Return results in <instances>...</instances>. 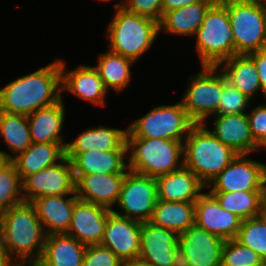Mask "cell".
Listing matches in <instances>:
<instances>
[{
	"label": "cell",
	"instance_id": "1",
	"mask_svg": "<svg viewBox=\"0 0 266 266\" xmlns=\"http://www.w3.org/2000/svg\"><path fill=\"white\" fill-rule=\"evenodd\" d=\"M61 59L22 75L0 89V111L29 115L62 99Z\"/></svg>",
	"mask_w": 266,
	"mask_h": 266
},
{
	"label": "cell",
	"instance_id": "2",
	"mask_svg": "<svg viewBox=\"0 0 266 266\" xmlns=\"http://www.w3.org/2000/svg\"><path fill=\"white\" fill-rule=\"evenodd\" d=\"M0 235L9 257L17 265H35L40 260L47 234L31 202L4 210Z\"/></svg>",
	"mask_w": 266,
	"mask_h": 266
},
{
	"label": "cell",
	"instance_id": "3",
	"mask_svg": "<svg viewBox=\"0 0 266 266\" xmlns=\"http://www.w3.org/2000/svg\"><path fill=\"white\" fill-rule=\"evenodd\" d=\"M207 125L195 124L183 142L184 166L206 187L238 155L217 139Z\"/></svg>",
	"mask_w": 266,
	"mask_h": 266
},
{
	"label": "cell",
	"instance_id": "4",
	"mask_svg": "<svg viewBox=\"0 0 266 266\" xmlns=\"http://www.w3.org/2000/svg\"><path fill=\"white\" fill-rule=\"evenodd\" d=\"M108 50L137 61L150 49L159 31V22L130 13L124 8L115 9L107 26Z\"/></svg>",
	"mask_w": 266,
	"mask_h": 266
},
{
	"label": "cell",
	"instance_id": "5",
	"mask_svg": "<svg viewBox=\"0 0 266 266\" xmlns=\"http://www.w3.org/2000/svg\"><path fill=\"white\" fill-rule=\"evenodd\" d=\"M128 168L158 177L184 165L183 142L159 138L126 137Z\"/></svg>",
	"mask_w": 266,
	"mask_h": 266
},
{
	"label": "cell",
	"instance_id": "6",
	"mask_svg": "<svg viewBox=\"0 0 266 266\" xmlns=\"http://www.w3.org/2000/svg\"><path fill=\"white\" fill-rule=\"evenodd\" d=\"M194 36L201 66H218L235 55L227 7L220 0H216L206 11Z\"/></svg>",
	"mask_w": 266,
	"mask_h": 266
},
{
	"label": "cell",
	"instance_id": "7",
	"mask_svg": "<svg viewBox=\"0 0 266 266\" xmlns=\"http://www.w3.org/2000/svg\"><path fill=\"white\" fill-rule=\"evenodd\" d=\"M228 11L235 55L266 50V0H220Z\"/></svg>",
	"mask_w": 266,
	"mask_h": 266
},
{
	"label": "cell",
	"instance_id": "8",
	"mask_svg": "<svg viewBox=\"0 0 266 266\" xmlns=\"http://www.w3.org/2000/svg\"><path fill=\"white\" fill-rule=\"evenodd\" d=\"M196 123L181 100L174 105H159L127 126L126 137L159 138L184 142Z\"/></svg>",
	"mask_w": 266,
	"mask_h": 266
},
{
	"label": "cell",
	"instance_id": "9",
	"mask_svg": "<svg viewBox=\"0 0 266 266\" xmlns=\"http://www.w3.org/2000/svg\"><path fill=\"white\" fill-rule=\"evenodd\" d=\"M189 80L180 100L189 117L196 124H203L209 117L218 115L223 73L218 66H202Z\"/></svg>",
	"mask_w": 266,
	"mask_h": 266
},
{
	"label": "cell",
	"instance_id": "10",
	"mask_svg": "<svg viewBox=\"0 0 266 266\" xmlns=\"http://www.w3.org/2000/svg\"><path fill=\"white\" fill-rule=\"evenodd\" d=\"M157 201L156 178L128 170L116 203L121 212L114 209L112 211L141 223L147 222L152 218Z\"/></svg>",
	"mask_w": 266,
	"mask_h": 266
},
{
	"label": "cell",
	"instance_id": "11",
	"mask_svg": "<svg viewBox=\"0 0 266 266\" xmlns=\"http://www.w3.org/2000/svg\"><path fill=\"white\" fill-rule=\"evenodd\" d=\"M249 156L250 154H238L208 184L206 190L208 189V192L262 191L266 182V164L248 158Z\"/></svg>",
	"mask_w": 266,
	"mask_h": 266
},
{
	"label": "cell",
	"instance_id": "12",
	"mask_svg": "<svg viewBox=\"0 0 266 266\" xmlns=\"http://www.w3.org/2000/svg\"><path fill=\"white\" fill-rule=\"evenodd\" d=\"M21 182L25 202L43 196L76 193L72 165L66 156L57 164L24 177Z\"/></svg>",
	"mask_w": 266,
	"mask_h": 266
},
{
	"label": "cell",
	"instance_id": "13",
	"mask_svg": "<svg viewBox=\"0 0 266 266\" xmlns=\"http://www.w3.org/2000/svg\"><path fill=\"white\" fill-rule=\"evenodd\" d=\"M142 223L111 211L100 245L111 249L122 261L138 259Z\"/></svg>",
	"mask_w": 266,
	"mask_h": 266
},
{
	"label": "cell",
	"instance_id": "14",
	"mask_svg": "<svg viewBox=\"0 0 266 266\" xmlns=\"http://www.w3.org/2000/svg\"><path fill=\"white\" fill-rule=\"evenodd\" d=\"M242 219L224 210L207 191L195 201V225L223 240L236 238Z\"/></svg>",
	"mask_w": 266,
	"mask_h": 266
},
{
	"label": "cell",
	"instance_id": "15",
	"mask_svg": "<svg viewBox=\"0 0 266 266\" xmlns=\"http://www.w3.org/2000/svg\"><path fill=\"white\" fill-rule=\"evenodd\" d=\"M111 211L102 205L77 199L66 234L86 246L100 244L104 236L107 217Z\"/></svg>",
	"mask_w": 266,
	"mask_h": 266
},
{
	"label": "cell",
	"instance_id": "16",
	"mask_svg": "<svg viewBox=\"0 0 266 266\" xmlns=\"http://www.w3.org/2000/svg\"><path fill=\"white\" fill-rule=\"evenodd\" d=\"M224 242L194 224L179 235L178 245L187 255L190 266H221Z\"/></svg>",
	"mask_w": 266,
	"mask_h": 266
},
{
	"label": "cell",
	"instance_id": "17",
	"mask_svg": "<svg viewBox=\"0 0 266 266\" xmlns=\"http://www.w3.org/2000/svg\"><path fill=\"white\" fill-rule=\"evenodd\" d=\"M66 68V62L61 60L62 93L68 91L81 100L97 106L106 105L108 91L94 66L80 65L69 71Z\"/></svg>",
	"mask_w": 266,
	"mask_h": 266
},
{
	"label": "cell",
	"instance_id": "18",
	"mask_svg": "<svg viewBox=\"0 0 266 266\" xmlns=\"http://www.w3.org/2000/svg\"><path fill=\"white\" fill-rule=\"evenodd\" d=\"M178 240L176 232L142 222L139 259L152 266H171Z\"/></svg>",
	"mask_w": 266,
	"mask_h": 266
},
{
	"label": "cell",
	"instance_id": "19",
	"mask_svg": "<svg viewBox=\"0 0 266 266\" xmlns=\"http://www.w3.org/2000/svg\"><path fill=\"white\" fill-rule=\"evenodd\" d=\"M126 174H74L78 199L109 209L116 205Z\"/></svg>",
	"mask_w": 266,
	"mask_h": 266
},
{
	"label": "cell",
	"instance_id": "20",
	"mask_svg": "<svg viewBox=\"0 0 266 266\" xmlns=\"http://www.w3.org/2000/svg\"><path fill=\"white\" fill-rule=\"evenodd\" d=\"M74 174H126L129 170L127 149L101 151L96 148L81 153H65Z\"/></svg>",
	"mask_w": 266,
	"mask_h": 266
},
{
	"label": "cell",
	"instance_id": "21",
	"mask_svg": "<svg viewBox=\"0 0 266 266\" xmlns=\"http://www.w3.org/2000/svg\"><path fill=\"white\" fill-rule=\"evenodd\" d=\"M214 127L209 131L223 144L232 148L237 154H251L258 145L250 132L247 113L223 114L211 116Z\"/></svg>",
	"mask_w": 266,
	"mask_h": 266
},
{
	"label": "cell",
	"instance_id": "22",
	"mask_svg": "<svg viewBox=\"0 0 266 266\" xmlns=\"http://www.w3.org/2000/svg\"><path fill=\"white\" fill-rule=\"evenodd\" d=\"M38 197L31 203L46 234L67 233L74 210L76 193Z\"/></svg>",
	"mask_w": 266,
	"mask_h": 266
},
{
	"label": "cell",
	"instance_id": "23",
	"mask_svg": "<svg viewBox=\"0 0 266 266\" xmlns=\"http://www.w3.org/2000/svg\"><path fill=\"white\" fill-rule=\"evenodd\" d=\"M158 200L195 202L206 189L193 171L184 165L168 174L156 177Z\"/></svg>",
	"mask_w": 266,
	"mask_h": 266
},
{
	"label": "cell",
	"instance_id": "24",
	"mask_svg": "<svg viewBox=\"0 0 266 266\" xmlns=\"http://www.w3.org/2000/svg\"><path fill=\"white\" fill-rule=\"evenodd\" d=\"M66 108L62 99L27 115L32 143H59L66 148L62 136Z\"/></svg>",
	"mask_w": 266,
	"mask_h": 266
},
{
	"label": "cell",
	"instance_id": "25",
	"mask_svg": "<svg viewBox=\"0 0 266 266\" xmlns=\"http://www.w3.org/2000/svg\"><path fill=\"white\" fill-rule=\"evenodd\" d=\"M87 246L66 233L47 234L36 266H82Z\"/></svg>",
	"mask_w": 266,
	"mask_h": 266
},
{
	"label": "cell",
	"instance_id": "26",
	"mask_svg": "<svg viewBox=\"0 0 266 266\" xmlns=\"http://www.w3.org/2000/svg\"><path fill=\"white\" fill-rule=\"evenodd\" d=\"M126 129L99 126L84 130L77 134L75 140L67 142L65 153H81L94 148L101 151L127 149Z\"/></svg>",
	"mask_w": 266,
	"mask_h": 266
},
{
	"label": "cell",
	"instance_id": "27",
	"mask_svg": "<svg viewBox=\"0 0 266 266\" xmlns=\"http://www.w3.org/2000/svg\"><path fill=\"white\" fill-rule=\"evenodd\" d=\"M218 67L226 81L250 100L253 101L259 91L263 94L256 66L248 55H234Z\"/></svg>",
	"mask_w": 266,
	"mask_h": 266
},
{
	"label": "cell",
	"instance_id": "28",
	"mask_svg": "<svg viewBox=\"0 0 266 266\" xmlns=\"http://www.w3.org/2000/svg\"><path fill=\"white\" fill-rule=\"evenodd\" d=\"M64 157L65 148L59 143H32L11 162L15 165L22 180L28 175L57 164Z\"/></svg>",
	"mask_w": 266,
	"mask_h": 266
},
{
	"label": "cell",
	"instance_id": "29",
	"mask_svg": "<svg viewBox=\"0 0 266 266\" xmlns=\"http://www.w3.org/2000/svg\"><path fill=\"white\" fill-rule=\"evenodd\" d=\"M213 3H193L165 13L159 22V31L177 36H194Z\"/></svg>",
	"mask_w": 266,
	"mask_h": 266
},
{
	"label": "cell",
	"instance_id": "30",
	"mask_svg": "<svg viewBox=\"0 0 266 266\" xmlns=\"http://www.w3.org/2000/svg\"><path fill=\"white\" fill-rule=\"evenodd\" d=\"M130 58L106 50L98 55L97 70L107 91L113 89L116 93L122 92L131 83V67L134 66Z\"/></svg>",
	"mask_w": 266,
	"mask_h": 266
},
{
	"label": "cell",
	"instance_id": "31",
	"mask_svg": "<svg viewBox=\"0 0 266 266\" xmlns=\"http://www.w3.org/2000/svg\"><path fill=\"white\" fill-rule=\"evenodd\" d=\"M150 222L180 235L195 223V202L158 200Z\"/></svg>",
	"mask_w": 266,
	"mask_h": 266
},
{
	"label": "cell",
	"instance_id": "32",
	"mask_svg": "<svg viewBox=\"0 0 266 266\" xmlns=\"http://www.w3.org/2000/svg\"><path fill=\"white\" fill-rule=\"evenodd\" d=\"M0 137L15 153L12 159L29 148L32 140L27 115L0 111Z\"/></svg>",
	"mask_w": 266,
	"mask_h": 266
},
{
	"label": "cell",
	"instance_id": "33",
	"mask_svg": "<svg viewBox=\"0 0 266 266\" xmlns=\"http://www.w3.org/2000/svg\"><path fill=\"white\" fill-rule=\"evenodd\" d=\"M228 212L242 220L261 215V191L209 192Z\"/></svg>",
	"mask_w": 266,
	"mask_h": 266
},
{
	"label": "cell",
	"instance_id": "34",
	"mask_svg": "<svg viewBox=\"0 0 266 266\" xmlns=\"http://www.w3.org/2000/svg\"><path fill=\"white\" fill-rule=\"evenodd\" d=\"M235 239L256 252L266 262V218L264 216L242 220Z\"/></svg>",
	"mask_w": 266,
	"mask_h": 266
},
{
	"label": "cell",
	"instance_id": "35",
	"mask_svg": "<svg viewBox=\"0 0 266 266\" xmlns=\"http://www.w3.org/2000/svg\"><path fill=\"white\" fill-rule=\"evenodd\" d=\"M22 202V182L15 165L10 162L0 171V208L4 211Z\"/></svg>",
	"mask_w": 266,
	"mask_h": 266
},
{
	"label": "cell",
	"instance_id": "36",
	"mask_svg": "<svg viewBox=\"0 0 266 266\" xmlns=\"http://www.w3.org/2000/svg\"><path fill=\"white\" fill-rule=\"evenodd\" d=\"M266 265L256 252L244 246L235 238L225 240L222 247L221 266Z\"/></svg>",
	"mask_w": 266,
	"mask_h": 266
},
{
	"label": "cell",
	"instance_id": "37",
	"mask_svg": "<svg viewBox=\"0 0 266 266\" xmlns=\"http://www.w3.org/2000/svg\"><path fill=\"white\" fill-rule=\"evenodd\" d=\"M249 101L251 102L249 98L226 81L223 74V91L220 97L218 114L246 113Z\"/></svg>",
	"mask_w": 266,
	"mask_h": 266
},
{
	"label": "cell",
	"instance_id": "38",
	"mask_svg": "<svg viewBox=\"0 0 266 266\" xmlns=\"http://www.w3.org/2000/svg\"><path fill=\"white\" fill-rule=\"evenodd\" d=\"M121 262L111 249L97 244L87 246L82 266H120Z\"/></svg>",
	"mask_w": 266,
	"mask_h": 266
},
{
	"label": "cell",
	"instance_id": "39",
	"mask_svg": "<svg viewBox=\"0 0 266 266\" xmlns=\"http://www.w3.org/2000/svg\"><path fill=\"white\" fill-rule=\"evenodd\" d=\"M163 0H124L123 7L126 11L151 18L160 22L162 18Z\"/></svg>",
	"mask_w": 266,
	"mask_h": 266
},
{
	"label": "cell",
	"instance_id": "40",
	"mask_svg": "<svg viewBox=\"0 0 266 266\" xmlns=\"http://www.w3.org/2000/svg\"><path fill=\"white\" fill-rule=\"evenodd\" d=\"M251 135L259 145L266 139V103L258 105L247 113Z\"/></svg>",
	"mask_w": 266,
	"mask_h": 266
},
{
	"label": "cell",
	"instance_id": "41",
	"mask_svg": "<svg viewBox=\"0 0 266 266\" xmlns=\"http://www.w3.org/2000/svg\"><path fill=\"white\" fill-rule=\"evenodd\" d=\"M248 56L253 60L256 66L263 96L266 99V50L252 52L248 54Z\"/></svg>",
	"mask_w": 266,
	"mask_h": 266
},
{
	"label": "cell",
	"instance_id": "42",
	"mask_svg": "<svg viewBox=\"0 0 266 266\" xmlns=\"http://www.w3.org/2000/svg\"><path fill=\"white\" fill-rule=\"evenodd\" d=\"M216 0H163L162 1V16L172 10L179 9L184 6L198 2H215Z\"/></svg>",
	"mask_w": 266,
	"mask_h": 266
},
{
	"label": "cell",
	"instance_id": "43",
	"mask_svg": "<svg viewBox=\"0 0 266 266\" xmlns=\"http://www.w3.org/2000/svg\"><path fill=\"white\" fill-rule=\"evenodd\" d=\"M171 266H190L187 255L179 245L175 249Z\"/></svg>",
	"mask_w": 266,
	"mask_h": 266
},
{
	"label": "cell",
	"instance_id": "44",
	"mask_svg": "<svg viewBox=\"0 0 266 266\" xmlns=\"http://www.w3.org/2000/svg\"><path fill=\"white\" fill-rule=\"evenodd\" d=\"M0 266H17V264L9 257L0 235Z\"/></svg>",
	"mask_w": 266,
	"mask_h": 266
},
{
	"label": "cell",
	"instance_id": "45",
	"mask_svg": "<svg viewBox=\"0 0 266 266\" xmlns=\"http://www.w3.org/2000/svg\"><path fill=\"white\" fill-rule=\"evenodd\" d=\"M120 266H152V265L138 258V259L122 261L120 263Z\"/></svg>",
	"mask_w": 266,
	"mask_h": 266
},
{
	"label": "cell",
	"instance_id": "46",
	"mask_svg": "<svg viewBox=\"0 0 266 266\" xmlns=\"http://www.w3.org/2000/svg\"><path fill=\"white\" fill-rule=\"evenodd\" d=\"M12 160V155L6 151L0 150V171Z\"/></svg>",
	"mask_w": 266,
	"mask_h": 266
},
{
	"label": "cell",
	"instance_id": "47",
	"mask_svg": "<svg viewBox=\"0 0 266 266\" xmlns=\"http://www.w3.org/2000/svg\"><path fill=\"white\" fill-rule=\"evenodd\" d=\"M261 215L266 218V182L261 191Z\"/></svg>",
	"mask_w": 266,
	"mask_h": 266
},
{
	"label": "cell",
	"instance_id": "48",
	"mask_svg": "<svg viewBox=\"0 0 266 266\" xmlns=\"http://www.w3.org/2000/svg\"><path fill=\"white\" fill-rule=\"evenodd\" d=\"M98 1H101V2H109V1H112V0H98ZM123 3H124V0H119V2H117L115 5H114V8L117 9V8H121L123 7Z\"/></svg>",
	"mask_w": 266,
	"mask_h": 266
},
{
	"label": "cell",
	"instance_id": "49",
	"mask_svg": "<svg viewBox=\"0 0 266 266\" xmlns=\"http://www.w3.org/2000/svg\"><path fill=\"white\" fill-rule=\"evenodd\" d=\"M265 149L266 150V139H264L259 145H258V149H257V152L258 150L261 151Z\"/></svg>",
	"mask_w": 266,
	"mask_h": 266
},
{
	"label": "cell",
	"instance_id": "50",
	"mask_svg": "<svg viewBox=\"0 0 266 266\" xmlns=\"http://www.w3.org/2000/svg\"><path fill=\"white\" fill-rule=\"evenodd\" d=\"M3 210L0 208V218H1V216H2V214H3Z\"/></svg>",
	"mask_w": 266,
	"mask_h": 266
},
{
	"label": "cell",
	"instance_id": "51",
	"mask_svg": "<svg viewBox=\"0 0 266 266\" xmlns=\"http://www.w3.org/2000/svg\"><path fill=\"white\" fill-rule=\"evenodd\" d=\"M17 266H36V265H17Z\"/></svg>",
	"mask_w": 266,
	"mask_h": 266
}]
</instances>
